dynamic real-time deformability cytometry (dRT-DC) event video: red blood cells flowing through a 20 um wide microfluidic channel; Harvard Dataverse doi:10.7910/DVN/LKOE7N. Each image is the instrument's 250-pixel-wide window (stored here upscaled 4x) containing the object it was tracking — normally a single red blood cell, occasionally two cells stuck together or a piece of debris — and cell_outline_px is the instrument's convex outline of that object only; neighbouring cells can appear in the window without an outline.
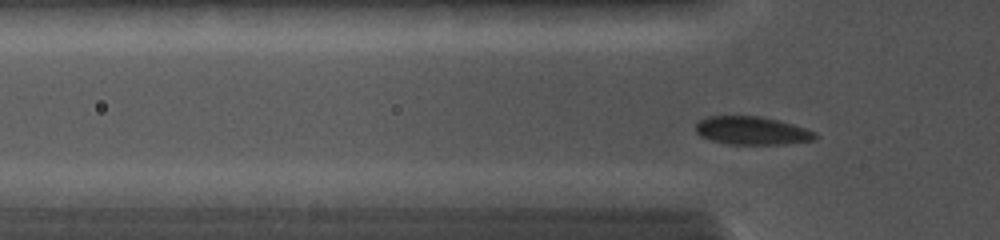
{"species": "common noctule bat (a hibernating species)", "species_latin": "Nyctalus noctula", "temperature_condition": "cold", "stored_images_in_passage": 55, "camera_frame_rate_fps": 5000, "um_per_image_px": 0.085, "animal": {"sex": "female", "body_mass_g": 19.0, "forearm_length_mm": 56.7}, "frame": {"image": 1, "passage_image": 4, "time_ms": 0.6, "image_size_px": [1000, 240], "cell_outline_px": [[816, 140], [780, 144], [728, 144], [712, 140], [700, 136], [696, 132], [696, 124], [700, 120], [708, 116], [760, 116], [792, 124], [816, 132]], "centroid_in_image_um": [63.9, 11.1], "position_along_channel_um": 61.9, "area_um2": 19.42}}
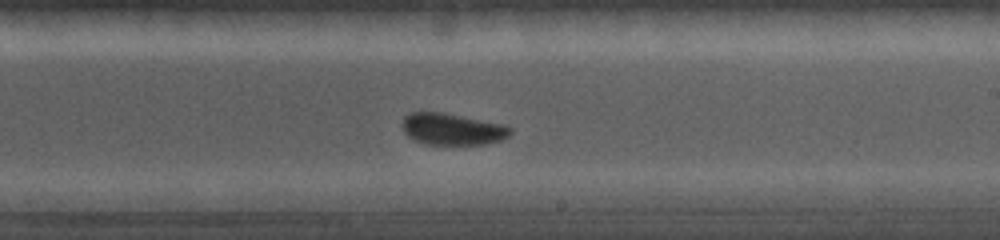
{"frame": {"image": 2, "passage_image": 28, "time_ms": 5.0, "image_size_px": [1000, 240], "cell_outline_px": [[512, 132], [508, 136], [500, 140], [484, 144], [424, 144], [408, 136], [404, 132], [400, 124], [404, 116], [412, 112], [444, 112], [504, 124], [512, 128]], "centroid_in_image_um": [38.43, 10.96], "position_along_channel_um": 250.6, "area_um2": 20.06}}
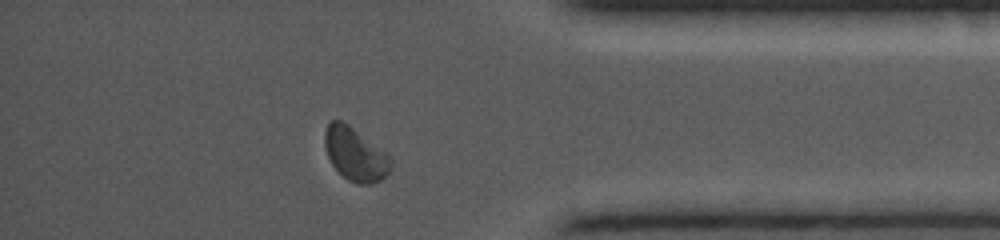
{"frame": {"image": 3, "passage_image": 48, "time_ms": 8.8, "image_size_px": [1000, 240], "cell_outline_px": [[392, 168], [380, 180], [372, 184], [360, 184], [348, 180], [332, 164], [328, 156], [324, 144], [324, 132], [328, 120], [340, 120], [348, 124], [388, 152], [392, 160]], "centroid_in_image_um": [30.21, 13.08], "position_along_channel_um": 405.0, "area_um2": 20.69}}